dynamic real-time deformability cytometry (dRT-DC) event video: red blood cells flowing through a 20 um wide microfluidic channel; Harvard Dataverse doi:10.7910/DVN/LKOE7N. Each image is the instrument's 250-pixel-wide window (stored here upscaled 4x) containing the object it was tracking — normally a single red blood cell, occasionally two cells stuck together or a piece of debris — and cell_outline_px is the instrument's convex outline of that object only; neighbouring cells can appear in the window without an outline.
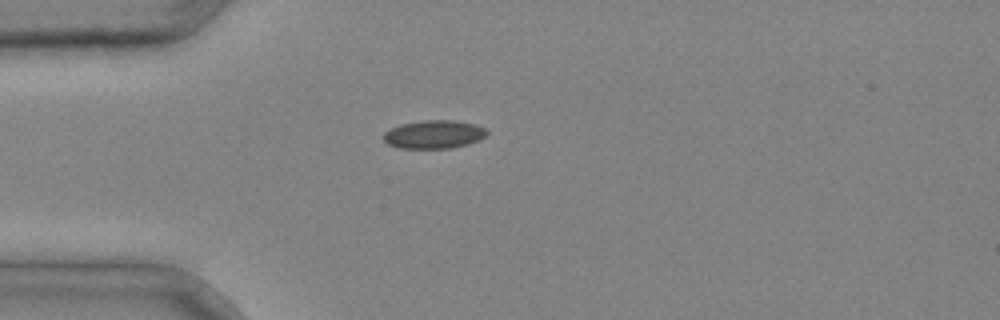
{"species": "common noctule bat (a hibernating species)", "species_latin": "Nyctalus noctula", "temperature_condition": "cold", "stored_images_in_passage": 4, "camera_frame_rate_fps": 3000, "um_per_image_px": 0.085, "animal": {"sex": "male", "body_mass_g": 20.4}, "frame": {"image": 1, "passage_image": 4, "time_ms": 1.0, "image_size_px": [1000, 320], "cell_outline_px": [[488, 132], [480, 140], [468, 144], [448, 148], [400, 148], [388, 144], [384, 140], [384, 132], [400, 124], [424, 120], [452, 120], [476, 124], [484, 128]], "centroid_in_image_um": [36.89, 11.42], "position_along_channel_um": 48.1, "area_um2": 16.94}}